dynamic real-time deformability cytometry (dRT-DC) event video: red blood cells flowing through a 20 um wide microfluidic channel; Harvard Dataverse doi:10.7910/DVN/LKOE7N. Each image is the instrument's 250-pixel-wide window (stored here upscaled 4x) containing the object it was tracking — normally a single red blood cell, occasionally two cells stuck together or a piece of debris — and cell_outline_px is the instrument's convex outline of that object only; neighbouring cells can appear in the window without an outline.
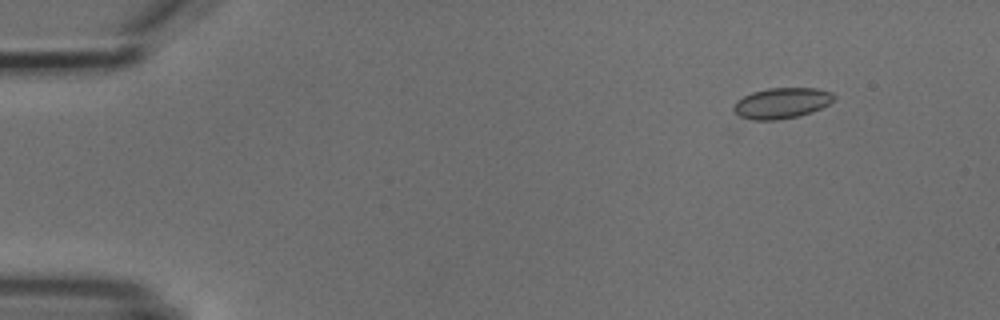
{"species": "common noctule bat (a hibernating species)", "species_latin": "Nyctalus noctula", "temperature_condition": "cold", "stored_images_in_passage": 5, "camera_frame_rate_fps": 3000, "um_per_image_px": 0.085, "animal": {"sex": "male", "body_mass_g": 18.8}, "frame": {"image": 1, "passage_image": 2, "time_ms": 1.333, "image_size_px": [1000, 320], "cell_outline_px": [[836, 96], [828, 104], [812, 112], [796, 116], [776, 120], [752, 120], [740, 116], [732, 108], [736, 100], [752, 92], [768, 88], [816, 88], [832, 92]], "centroid_in_image_um": [66.43, 8.75], "position_along_channel_um": 18.6, "area_um2": 17.86}}